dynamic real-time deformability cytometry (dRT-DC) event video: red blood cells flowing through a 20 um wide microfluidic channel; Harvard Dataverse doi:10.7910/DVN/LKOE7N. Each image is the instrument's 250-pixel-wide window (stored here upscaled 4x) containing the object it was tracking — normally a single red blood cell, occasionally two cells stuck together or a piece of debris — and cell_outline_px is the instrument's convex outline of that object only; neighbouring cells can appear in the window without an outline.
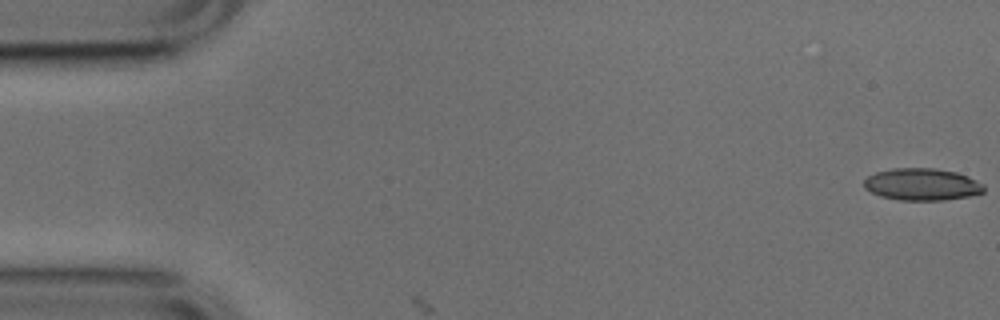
{"species": "common noctule bat (a hibernating species)", "species_latin": "Nyctalus noctula", "temperature_condition": "cold", "stored_images_in_passage": 2, "camera_frame_rate_fps": 3000, "um_per_image_px": 0.085, "animal": {"sex": "male", "body_mass_g": 17.9, "forearm_length_mm": 54.2}, "frame": {"image": 1, "passage_image": 1, "time_ms": 0.0, "image_size_px": [1000, 320], "cell_outline_px": [[984, 192], [968, 196], [944, 200], [900, 200], [880, 196], [864, 188], [864, 180], [868, 176], [876, 172], [892, 168], [936, 168], [956, 172], [968, 176], [984, 184]], "centroid_in_image_um": [78.37, 15.66], "position_along_channel_um": 6.6, "area_um2": 22.43}}